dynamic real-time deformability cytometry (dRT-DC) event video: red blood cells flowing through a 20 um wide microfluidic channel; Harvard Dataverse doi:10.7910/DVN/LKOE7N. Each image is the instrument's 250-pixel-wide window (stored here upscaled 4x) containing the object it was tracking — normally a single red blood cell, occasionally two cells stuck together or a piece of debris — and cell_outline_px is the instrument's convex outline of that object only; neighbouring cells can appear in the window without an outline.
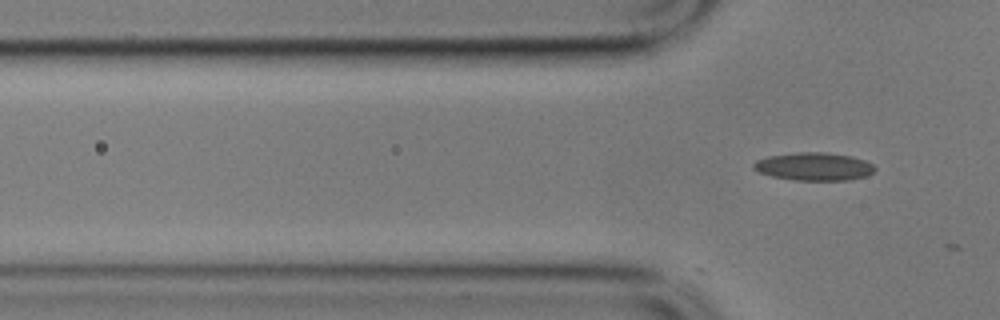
{"species": "common noctule bat (a hibernating species)", "species_latin": "Nyctalus noctula", "temperature_condition": "cold", "stored_images_in_passage": 2, "camera_frame_rate_fps": 3000, "um_per_image_px": 0.085, "animal": {"sex": "male", "body_mass_g": 17.9}, "frame": {"image": 1, "passage_image": 2, "time_ms": 0.333, "image_size_px": [1000, 320], "cell_outline_px": [[876, 168], [872, 172], [864, 176], [848, 180], [792, 180], [772, 176], [760, 172], [752, 168], [752, 164], [756, 160], [768, 156], [796, 152], [828, 152], [852, 156], [864, 160], [872, 164]], "centroid_in_image_um": [69.16, 14.14], "position_along_channel_um": 56.6, "area_um2": 19.77}}